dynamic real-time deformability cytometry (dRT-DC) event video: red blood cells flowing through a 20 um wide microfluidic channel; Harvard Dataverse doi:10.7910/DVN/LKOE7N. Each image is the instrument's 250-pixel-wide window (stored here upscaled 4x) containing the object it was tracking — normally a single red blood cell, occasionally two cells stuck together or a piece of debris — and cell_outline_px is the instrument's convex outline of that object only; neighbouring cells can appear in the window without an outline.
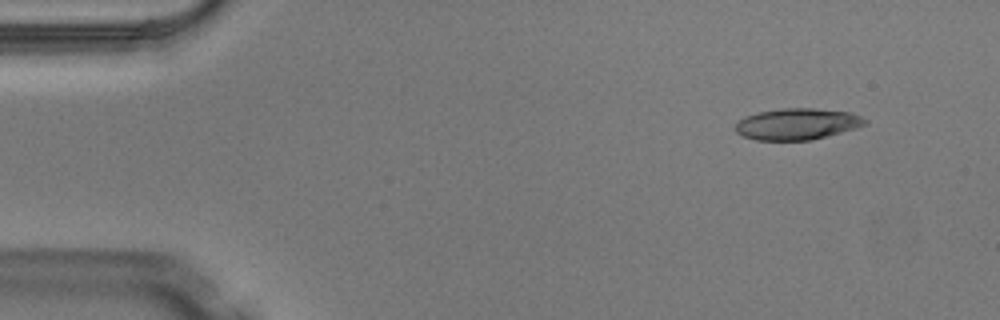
{"species": "Egyptian fruit bat (a non-hibernating species)", "species_latin": "Rousettus aegyptiacus", "temperature_condition": "warm", "stored_images_in_passage": 3, "camera_frame_rate_fps": 3000, "um_per_image_px": 0.085, "animal": {"sex": "male"}, "frame": {"image": 1, "passage_image": 1, "time_ms": 0.0, "image_size_px": [1000, 320], "cell_outline_px": [[868, 124], [856, 128], [812, 140], [756, 140], [744, 136], [736, 132], [732, 128], [744, 116], [756, 112], [780, 108], [812, 108], [848, 112], [860, 116], [868, 120]], "centroid_in_image_um": [67.73, 10.54], "position_along_channel_um": 17.3, "area_um2": 23.81}}
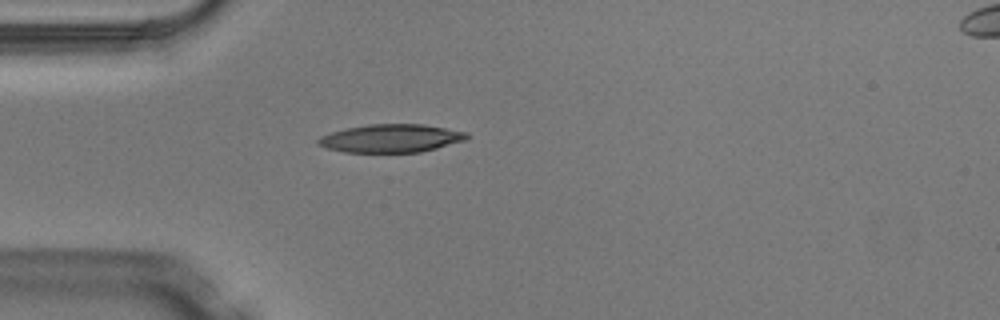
{"frame": {"image": 2, "passage_image": 3, "time_ms": 0.667, "image_size_px": [1000, 320], "cell_outline_px": [[468, 140], [420, 152], [344, 152], [328, 148], [316, 144], [316, 140], [320, 136], [332, 132], [348, 128], [368, 124], [424, 124], [468, 132]], "centroid_in_image_um": [33.26, 11.75], "position_along_channel_um": 51.7, "area_um2": 24.39}}